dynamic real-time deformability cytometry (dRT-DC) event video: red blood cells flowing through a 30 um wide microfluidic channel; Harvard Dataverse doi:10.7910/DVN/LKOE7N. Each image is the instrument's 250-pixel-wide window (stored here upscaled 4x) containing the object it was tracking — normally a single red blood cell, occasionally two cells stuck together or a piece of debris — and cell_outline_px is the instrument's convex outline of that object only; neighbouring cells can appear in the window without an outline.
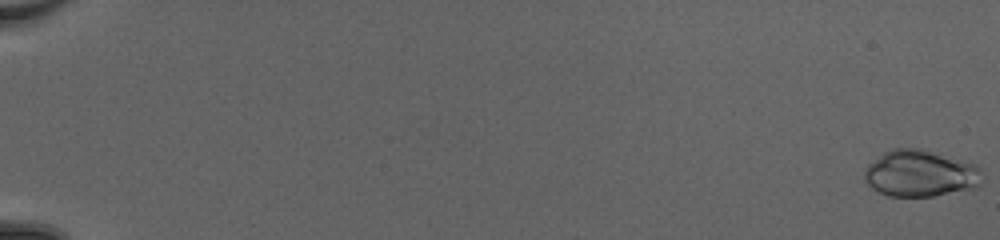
{"species": "common noctule bat (a hibernating species)", "species_latin": "Nyctalus noctula", "temperature_condition": "cold", "stored_images_in_passage": 51, "camera_frame_rate_fps": 3000, "um_per_image_px": 0.085, "animal": {"sex": "female", "body_mass_g": 20.0, "forearm_length_mm": 54.0}, "frame": {"image": 1, "passage_image": 1, "time_ms": 0.0, "image_size_px": [1000, 240], "cell_outline_px": [[980, 184], [976, 188], [932, 196], [888, 196], [872, 188], [864, 180], [864, 168], [868, 164], [884, 152], [892, 148], [920, 148], [976, 164], [980, 168]], "centroid_in_image_um": [78.2, 14.74], "position_along_channel_um": 6.8, "area_um2": 31.96}}
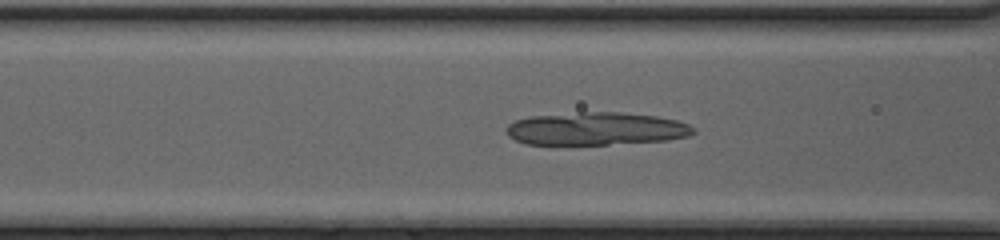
{"frame": {"image": 2, "passage_image": 24, "time_ms": 7.667, "image_size_px": [1000, 240], "cell_outline_px": [[696, 132], [688, 136], [668, 140], [608, 144], [524, 144], [508, 136], [504, 128], [508, 124], [516, 120], [528, 116], [580, 112], [624, 112], [656, 116], [676, 120], [688, 124], [696, 128]], "centroid_in_image_um": [50.66, 10.93], "position_along_channel_um": 115.9, "area_um2": 36.01}}
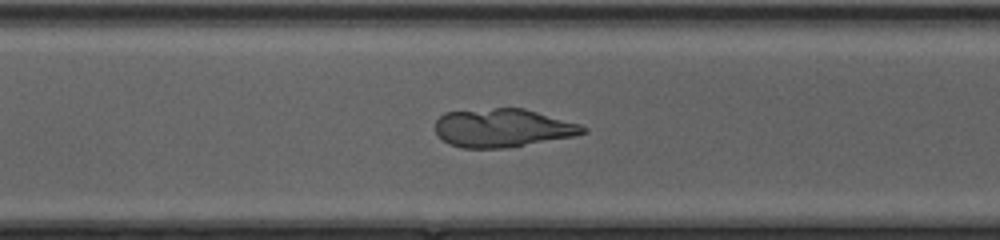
{"frame": {"image": 3, "passage_image": 39, "time_ms": 12.667, "image_size_px": [1000, 240], "cell_outline_px": [[588, 132], [572, 136], [504, 148], [464, 148], [448, 144], [436, 132], [436, 120], [444, 112], [496, 108], [524, 108], [580, 124], [588, 128]], "centroid_in_image_um": [42.72, 10.87], "position_along_channel_um": 327.9, "area_um2": 32.77}}